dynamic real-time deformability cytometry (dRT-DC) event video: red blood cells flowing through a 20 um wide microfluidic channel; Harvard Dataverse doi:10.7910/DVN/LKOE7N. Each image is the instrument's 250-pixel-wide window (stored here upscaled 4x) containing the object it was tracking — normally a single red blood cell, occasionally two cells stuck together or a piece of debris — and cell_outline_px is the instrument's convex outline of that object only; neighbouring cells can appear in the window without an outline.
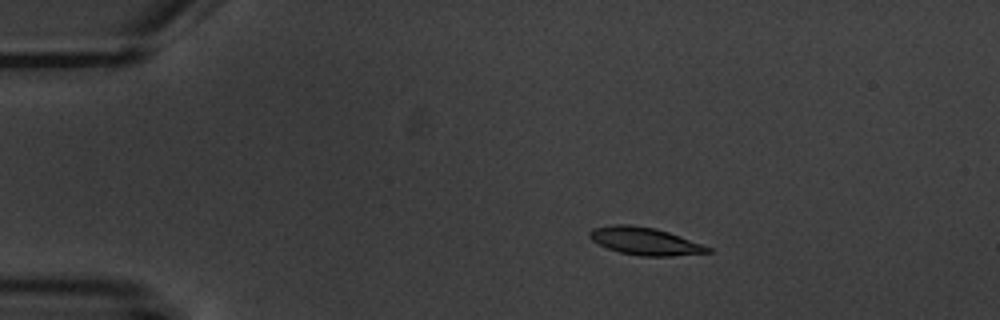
{"species": "common noctule bat (a hibernating species)", "species_latin": "Nyctalus noctula", "temperature_condition": "warm", "stored_images_in_passage": 6, "camera_frame_rate_fps": 3000, "um_per_image_px": 0.085, "animal": {"sex": "male", "body_mass_g": 20.1, "forearm_length_mm": 53.5}, "frame": {"image": 1, "passage_image": 3, "time_ms": 3.333, "image_size_px": [1000, 320], "cell_outline_px": [[712, 252], [672, 256], [640, 256], [620, 252], [608, 248], [592, 240], [588, 236], [588, 232], [592, 228], [616, 224], [628, 224], [656, 228], [680, 236], [712, 248]], "centroid_in_image_um": [54.81, 20.49], "position_along_channel_um": 30.2, "area_um2": 18.9}}